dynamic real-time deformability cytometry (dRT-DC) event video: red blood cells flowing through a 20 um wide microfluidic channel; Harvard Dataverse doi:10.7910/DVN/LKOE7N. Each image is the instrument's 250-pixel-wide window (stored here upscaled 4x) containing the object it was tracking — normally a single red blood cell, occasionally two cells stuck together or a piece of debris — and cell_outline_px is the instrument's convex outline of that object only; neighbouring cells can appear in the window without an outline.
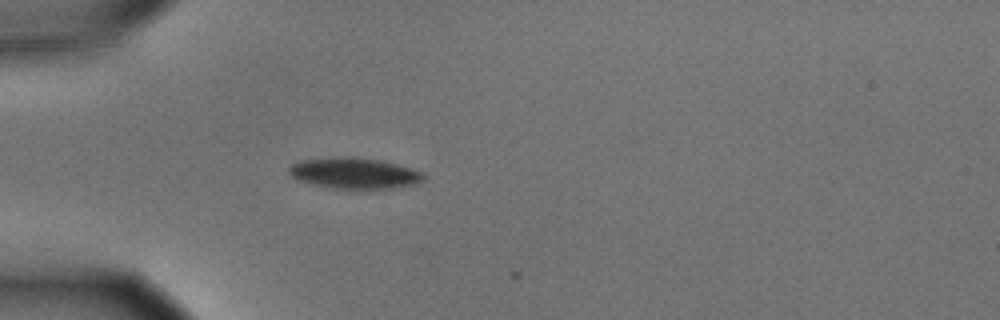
{"species": "common noctule bat (a hibernating species)", "species_latin": "Nyctalus noctula", "temperature_condition": "cold", "stored_images_in_passage": 4, "camera_frame_rate_fps": 3000, "um_per_image_px": 0.085, "animal": {"sex": "male", "body_mass_g": 15.6}, "frame": {"image": 1, "passage_image": 3, "time_ms": 0.667, "image_size_px": [1000, 320], "cell_outline_px": [[424, 180], [416, 184], [368, 192], [356, 192], [308, 184], [296, 180], [288, 172], [288, 168], [292, 164], [300, 160], [340, 156], [352, 156], [380, 160], [396, 164], [420, 172], [424, 176]], "centroid_in_image_um": [30.07, 14.77], "position_along_channel_um": 54.9, "area_um2": 25.32}}